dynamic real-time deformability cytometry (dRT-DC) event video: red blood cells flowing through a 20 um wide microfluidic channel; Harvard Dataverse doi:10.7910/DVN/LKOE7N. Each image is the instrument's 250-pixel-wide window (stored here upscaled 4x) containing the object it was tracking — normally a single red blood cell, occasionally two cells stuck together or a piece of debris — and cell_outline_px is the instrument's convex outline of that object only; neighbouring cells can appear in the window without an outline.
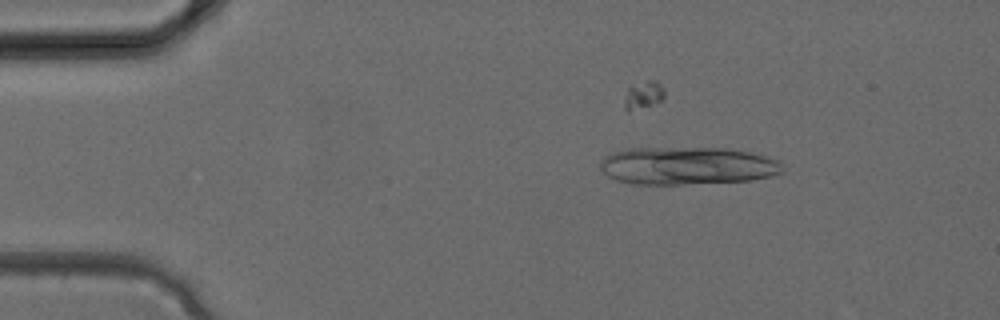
{"species": "common noctule bat (a hibernating species)", "species_latin": "Nyctalus noctula", "temperature_condition": "cold", "stored_images_in_passage": 3, "camera_frame_rate_fps": 3000, "um_per_image_px": 0.085, "animal": {"sex": "female", "body_mass_g": 24.6, "forearm_length_mm": 56.2}, "frame": {"image": 1, "passage_image": 1, "time_ms": 0.0, "image_size_px": [1000, 320], "cell_outline_px": [[784, 172], [772, 176], [752, 180], [684, 184], [632, 184], [616, 180], [608, 176], [600, 168], [600, 160], [612, 152], [628, 148], [724, 148], [748, 152], [780, 160], [784, 168]], "centroid_in_image_um": [58.43, 14.09], "position_along_channel_um": 26.6, "area_um2": 40.29}}